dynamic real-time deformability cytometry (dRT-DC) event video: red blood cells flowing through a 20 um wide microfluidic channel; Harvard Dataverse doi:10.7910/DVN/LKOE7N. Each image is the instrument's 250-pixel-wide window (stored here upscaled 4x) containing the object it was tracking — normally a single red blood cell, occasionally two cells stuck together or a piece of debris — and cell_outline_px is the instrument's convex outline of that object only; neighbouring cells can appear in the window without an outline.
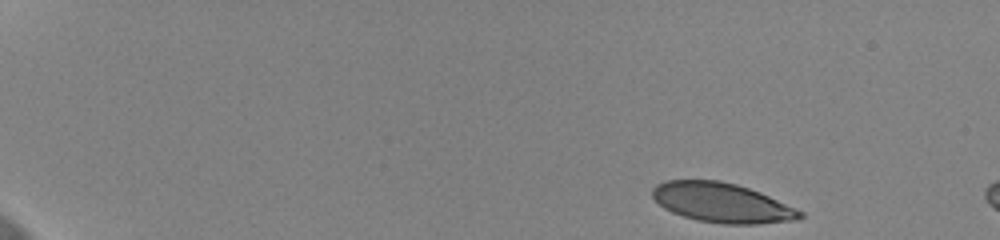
{"species": "human", "species_latin": "Homo sapiens", "temperature_condition": "cold", "stored_images_in_passage": 9, "camera_frame_rate_fps": 3000, "um_per_image_px": 0.085, "donor": {"sex": "female"}, "frame": {"image": 1, "passage_image": 1, "time_ms": 0.0, "image_size_px": [1000, 240], "cell_outline_px": [[804, 216], [796, 220], [756, 224], [724, 224], [696, 220], [672, 212], [664, 208], [652, 196], [652, 188], [656, 184], [664, 180], [720, 180], [736, 184], [760, 192], [804, 212]], "centroid_in_image_um": [61.35, 17.23], "position_along_channel_um": 23.6, "area_um2": 33.99}}